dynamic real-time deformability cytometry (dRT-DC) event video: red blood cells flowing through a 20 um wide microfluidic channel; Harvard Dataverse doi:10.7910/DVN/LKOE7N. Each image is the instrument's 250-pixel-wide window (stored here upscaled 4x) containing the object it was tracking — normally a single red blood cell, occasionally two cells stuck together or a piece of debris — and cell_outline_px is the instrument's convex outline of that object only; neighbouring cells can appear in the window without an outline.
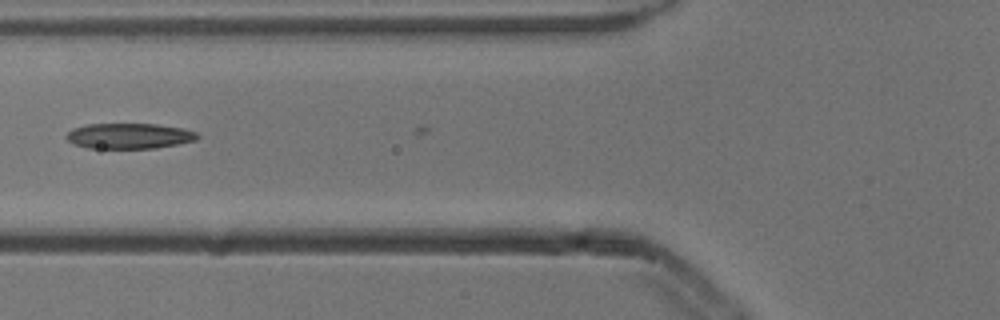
{"species": "common noctule bat (a hibernating species)", "species_latin": "Nyctalus noctula", "temperature_condition": "cold", "stored_images_in_passage": 2, "camera_frame_rate_fps": 3000, "um_per_image_px": 0.085, "animal": {"sex": "male", "body_mass_g": 13.3}, "frame": {"image": 1, "passage_image": 2, "time_ms": 0.333, "image_size_px": [1000, 320], "cell_outline_px": [[200, 136], [196, 140], [156, 148], [88, 148], [72, 144], [64, 136], [72, 128], [84, 124], [156, 124], [184, 128], [196, 132]], "centroid_in_image_um": [10.95, 11.55], "position_along_channel_um": 114.9, "area_um2": 19.59}}